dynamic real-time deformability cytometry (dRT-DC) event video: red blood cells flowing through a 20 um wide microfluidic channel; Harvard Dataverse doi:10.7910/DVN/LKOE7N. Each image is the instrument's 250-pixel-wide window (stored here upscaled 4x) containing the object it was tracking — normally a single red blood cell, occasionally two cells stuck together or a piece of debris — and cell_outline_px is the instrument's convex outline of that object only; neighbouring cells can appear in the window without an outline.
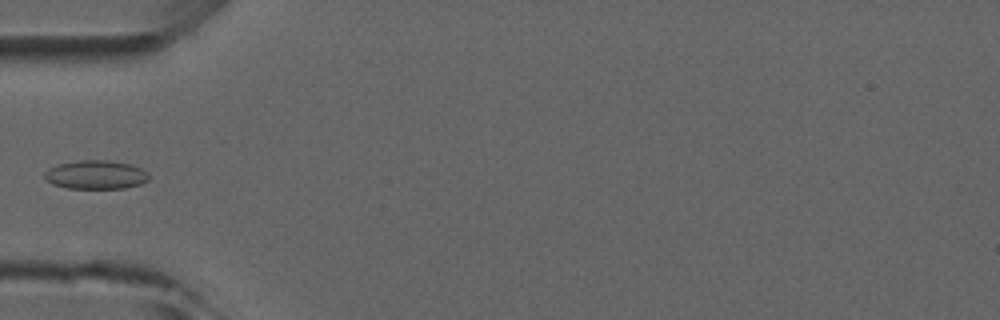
{"species": "common noctule bat (a hibernating species)", "species_latin": "Nyctalus noctula", "temperature_condition": "room temperature", "stored_images_in_passage": 4, "camera_frame_rate_fps": 3000, "um_per_image_px": 0.085, "animal": {"sex": "male", "forearm_length_mm": 52.5}, "frame": {"image": 1, "passage_image": 3, "time_ms": 2.333, "image_size_px": [1000, 320], "cell_outline_px": [[148, 180], [140, 184], [124, 188], [68, 188], [52, 184], [44, 180], [44, 172], [48, 168], [56, 164], [80, 160], [108, 160], [132, 164], [148, 172]], "centroid_in_image_um": [8.11, 14.84], "position_along_channel_um": 76.9, "area_um2": 17.63}}
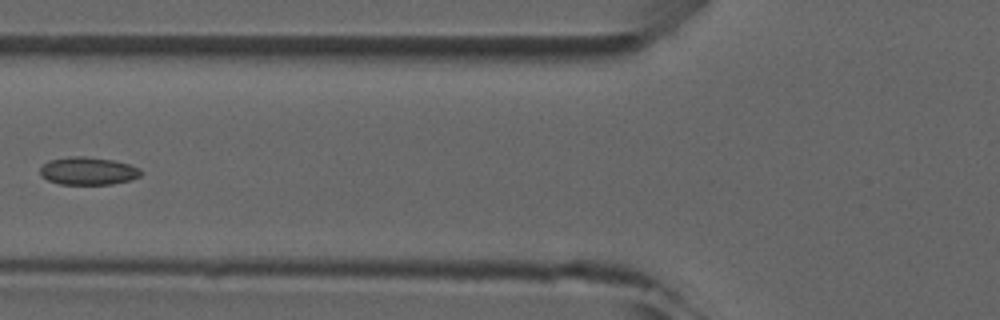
{"frame": {"image": 2, "passage_image": 4, "time_ms": 3.333, "image_size_px": [1000, 320], "cell_outline_px": [[140, 176], [128, 180], [112, 184], [60, 184], [48, 180], [40, 176], [40, 168], [48, 160], [68, 156], [84, 156], [112, 160], [128, 164], [140, 168]], "centroid_in_image_um": [7.43, 14.52], "position_along_channel_um": 118.4, "area_um2": 16.24}}